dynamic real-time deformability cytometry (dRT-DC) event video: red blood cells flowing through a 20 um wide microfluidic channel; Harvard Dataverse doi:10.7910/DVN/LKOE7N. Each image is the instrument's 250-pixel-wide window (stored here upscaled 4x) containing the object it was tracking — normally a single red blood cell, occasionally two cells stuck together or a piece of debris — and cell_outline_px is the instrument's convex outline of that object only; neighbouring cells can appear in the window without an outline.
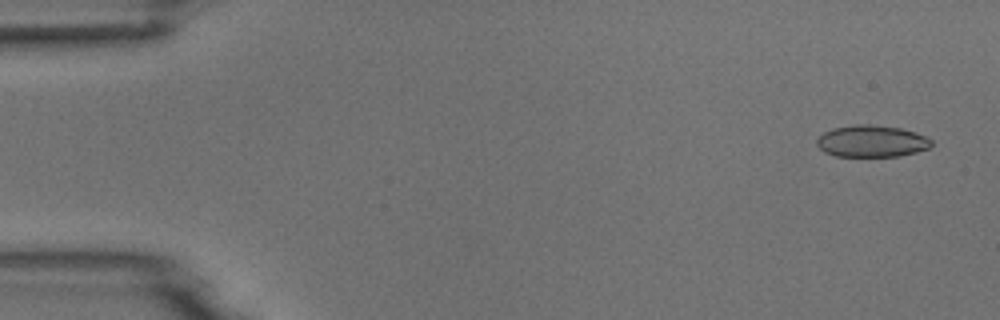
{"species": "common noctule bat (a hibernating species)", "species_latin": "Nyctalus noctula", "temperature_condition": "room temperature", "stored_images_in_passage": 9, "camera_frame_rate_fps": 3000, "um_per_image_px": 0.085, "animal": {"sex": "male", "body_mass_g": 18.8}, "frame": {"image": 1, "passage_image": 1, "time_ms": 0.0, "image_size_px": [1000, 320], "cell_outline_px": [[932, 144], [928, 148], [916, 152], [900, 156], [836, 156], [824, 152], [816, 144], [816, 140], [824, 132], [832, 128], [856, 124], [872, 124], [900, 128], [916, 132], [932, 140]], "centroid_in_image_um": [74.08, 11.99], "position_along_channel_um": 10.9, "area_um2": 21.27}}